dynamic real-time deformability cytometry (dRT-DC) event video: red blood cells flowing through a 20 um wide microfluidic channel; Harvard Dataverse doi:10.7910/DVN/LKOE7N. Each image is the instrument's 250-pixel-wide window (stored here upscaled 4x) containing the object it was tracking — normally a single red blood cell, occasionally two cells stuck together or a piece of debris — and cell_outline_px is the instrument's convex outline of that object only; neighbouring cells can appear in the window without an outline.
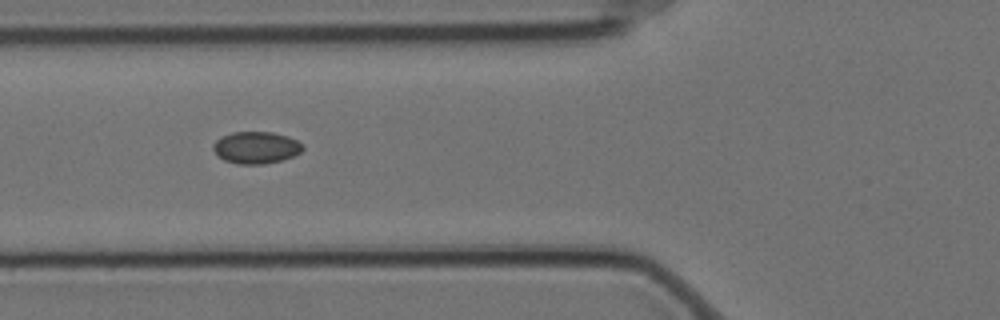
{"species": "Egyptian fruit bat (a non-hibernating species)", "species_latin": "Rousettus aegyptiacus", "temperature_condition": "cold", "stored_images_in_passage": 3, "camera_frame_rate_fps": 3000, "um_per_image_px": 0.085, "animal": {"sex": "female"}, "frame": {"image": 1, "passage_image": 2, "time_ms": 0.333, "image_size_px": [1000, 320], "cell_outline_px": [[304, 148], [300, 152], [292, 156], [280, 160], [264, 164], [236, 164], [224, 160], [212, 148], [212, 144], [220, 136], [232, 132], [272, 132], [288, 136], [304, 144]], "centroid_in_image_um": [21.76, 12.53], "position_along_channel_um": 104.0, "area_um2": 16.7}}
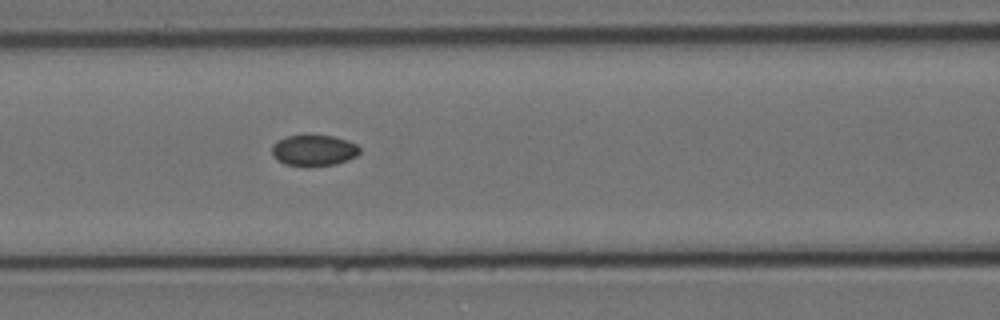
{"frame": {"image": 2, "passage_image": 3, "time_ms": 0.667, "image_size_px": [1000, 320], "cell_outline_px": [[360, 152], [356, 156], [348, 160], [336, 164], [284, 164], [272, 156], [272, 144], [276, 140], [288, 136], [304, 132], [308, 132], [332, 136], [348, 140], [356, 144], [360, 148]], "centroid_in_image_um": [26.66, 12.7], "position_along_channel_um": 139.9, "area_um2": 16.13}}